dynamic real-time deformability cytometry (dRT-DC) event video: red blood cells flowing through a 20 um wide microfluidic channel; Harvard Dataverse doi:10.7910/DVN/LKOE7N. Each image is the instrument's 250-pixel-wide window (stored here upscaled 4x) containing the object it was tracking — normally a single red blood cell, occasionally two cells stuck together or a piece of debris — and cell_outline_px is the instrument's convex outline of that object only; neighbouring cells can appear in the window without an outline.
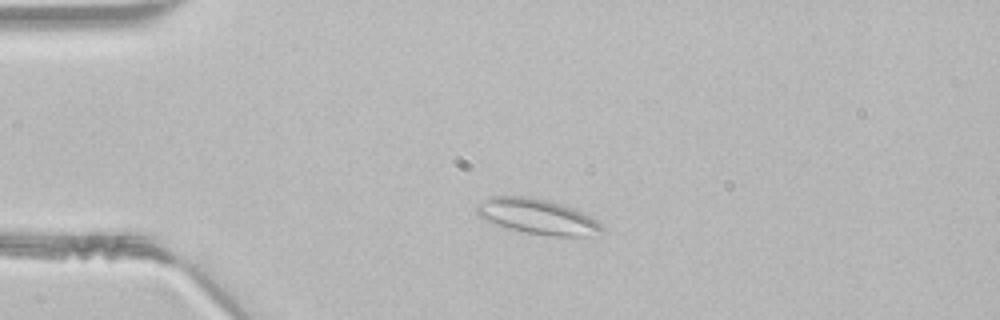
{"species": "common noctule bat (a hibernating species)", "species_latin": "Nyctalus noctula", "temperature_condition": "room temperature", "stored_images_in_passage": 45, "segment_of_instrument_passage": [1, 2], "camera_frame_rate_fps": 3000, "um_per_image_px": 0.085, "animal": {"sex": "male", "body_mass_g": 21.5, "forearm_length_mm": 52.0}, "frame": {"image": 1, "passage_image": 8, "time_ms": 2.333, "image_size_px": [1000, 320], "cell_outline_px": [[604, 232], [588, 236], [552, 236], [528, 232], [508, 228], [488, 220], [480, 216], [476, 212], [476, 204], [488, 196], [528, 196], [548, 200], [576, 208], [596, 220], [604, 228]], "centroid_in_image_um": [45.71, 18.39], "position_along_channel_um": 39.3, "area_um2": 25.66}}
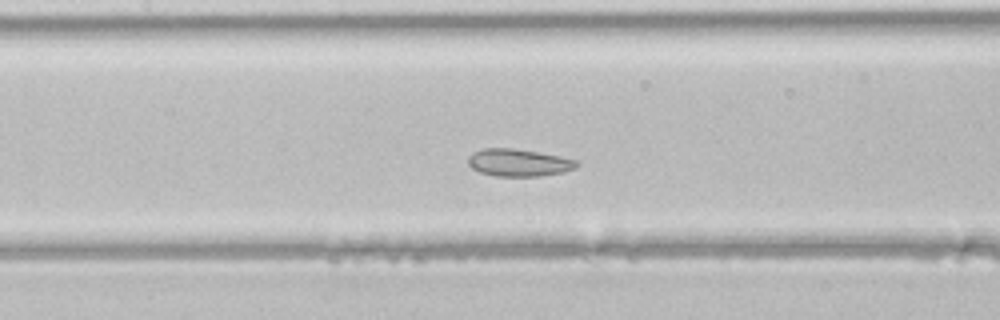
{"frame": {"image": 2, "passage_image": 19, "time_ms": 6.0, "image_size_px": [1000, 320], "cell_outline_px": [[580, 164], [576, 168], [564, 172], [540, 176], [496, 176], [480, 172], [472, 168], [468, 164], [468, 156], [472, 152], [484, 148], [512, 148], [536, 152], [580, 160]], "centroid_in_image_um": [44.1, 13.82], "position_along_channel_um": 163.3, "area_um2": 17.4}}
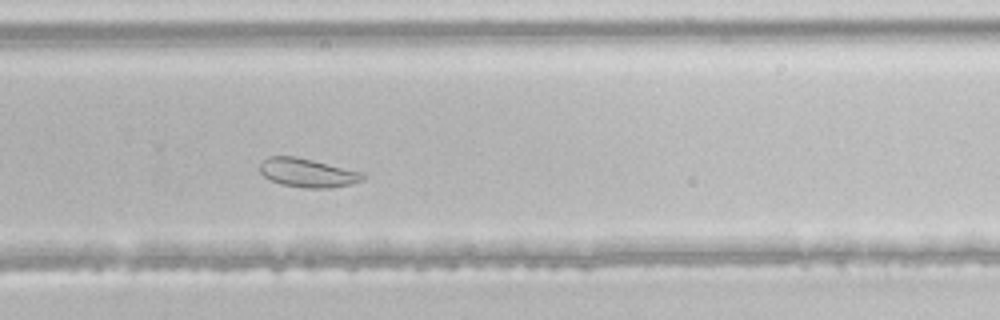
{"frame": {"image": 3, "passage_image": 29, "time_ms": 9.333, "image_size_px": [1000, 320], "cell_outline_px": [[364, 180], [348, 184], [328, 188], [304, 188], [280, 184], [264, 176], [260, 172], [260, 164], [268, 156], [296, 156], [364, 172]], "centroid_in_image_um": [26.14, 14.68], "position_along_channel_um": 303.7, "area_um2": 17.22}}